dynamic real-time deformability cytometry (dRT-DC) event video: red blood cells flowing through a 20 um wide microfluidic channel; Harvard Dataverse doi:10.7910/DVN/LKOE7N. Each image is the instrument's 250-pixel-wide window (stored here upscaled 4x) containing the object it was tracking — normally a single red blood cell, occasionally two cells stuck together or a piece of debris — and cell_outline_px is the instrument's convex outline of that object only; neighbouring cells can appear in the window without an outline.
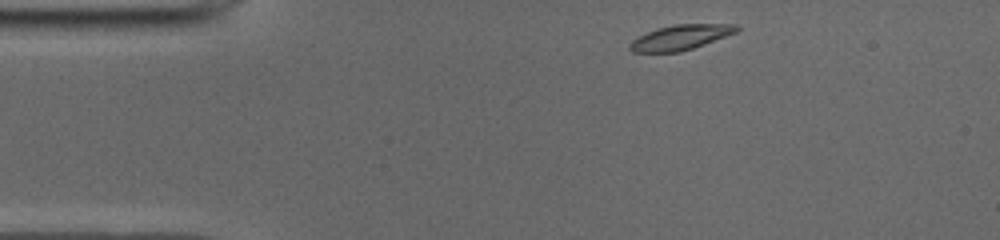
{"species": "common noctule bat (a hibernating species)", "species_latin": "Nyctalus noctula", "temperature_condition": "cold", "stored_images_in_passage": 43, "camera_frame_rate_fps": 3000, "um_per_image_px": 0.085, "animal": {"sex": "male", "body_mass_g": 19.0, "forearm_length_mm": 50.8}, "frame": {"image": 1, "passage_image": 1, "time_ms": 0.0, "image_size_px": [1000, 240], "cell_outline_px": [[740, 28], [736, 32], [704, 44], [680, 52], [632, 52], [628, 48], [628, 44], [632, 40], [656, 28], [676, 24], [736, 24]], "centroid_in_image_um": [57.82, 3.17], "position_along_channel_um": 27.2, "area_um2": 15.43}}
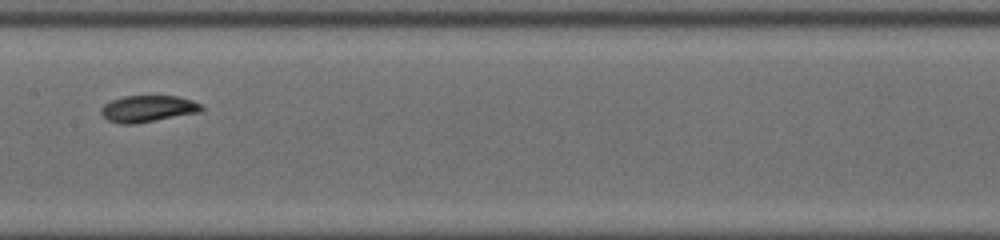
{"frame": {"image": 2, "passage_image": 18, "time_ms": 5.667, "image_size_px": [1000, 240], "cell_outline_px": [[204, 108], [200, 112], [136, 124], [120, 124], [108, 120], [100, 112], [100, 108], [104, 104], [112, 100], [124, 96], [176, 96], [192, 100], [204, 104]], "centroid_in_image_um": [12.59, 9.24], "position_along_channel_um": 194.8, "area_um2": 15.66}}
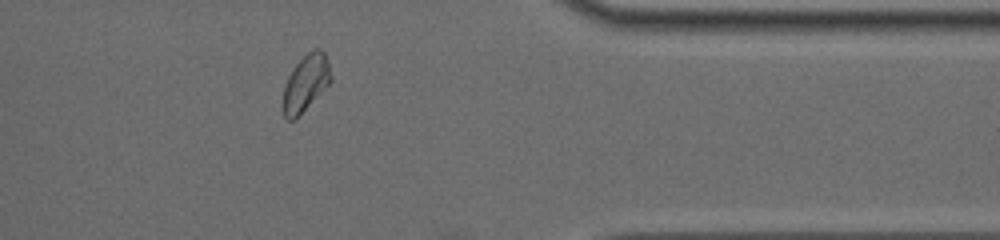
{"frame": {"image": 3, "passage_image": 34, "time_ms": 11.0, "image_size_px": [1000, 240], "cell_outline_px": [[332, 80], [296, 120], [288, 120], [284, 116], [280, 104], [284, 84], [292, 68], [312, 48], [320, 48], [324, 52], [328, 60], [332, 76]], "centroid_in_image_um": [25.95, 7.09], "position_along_channel_um": 385.5, "area_um2": 16.24}, "authors_computed_cell_mechanics": {"area_um2": 15.6638, "velocity_mm_per_s": 3.904, "shape_relaxation_time_tau1_ms": 5.1927, "shape_relaxation_time_tau2_ms": 1.9495, "deformation_change_tau1": 0.1583, "deformation_change_tau2": 0.0382}}